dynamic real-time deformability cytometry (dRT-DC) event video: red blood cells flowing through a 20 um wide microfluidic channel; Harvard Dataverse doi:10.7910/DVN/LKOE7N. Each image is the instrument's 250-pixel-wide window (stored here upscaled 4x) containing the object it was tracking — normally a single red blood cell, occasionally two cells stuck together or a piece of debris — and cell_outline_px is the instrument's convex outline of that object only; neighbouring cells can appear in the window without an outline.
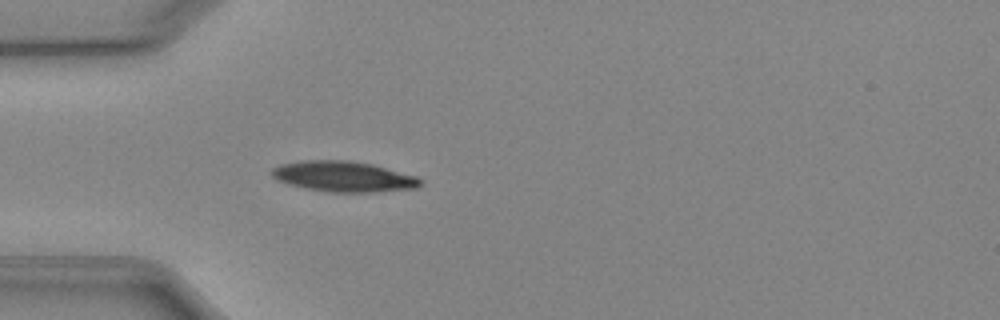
{"species": "Egyptian fruit bat (a non-hibernating species)", "species_latin": "Rousettus aegyptiacus", "temperature_condition": "cold", "stored_images_in_passage": 37, "camera_frame_rate_fps": 3000, "um_per_image_px": 0.085, "animal": {"sex": "female"}, "frame": {"image": 1, "passage_image": 1, "time_ms": 0.0, "image_size_px": [1000, 320], "cell_outline_px": [[420, 184], [416, 188], [372, 192], [328, 192], [288, 184], [276, 180], [272, 176], [272, 168], [280, 164], [300, 160], [348, 160], [372, 164], [416, 176], [420, 180]], "centroid_in_image_um": [29.15, 14.99], "position_along_channel_um": 55.8, "area_um2": 26.3}}
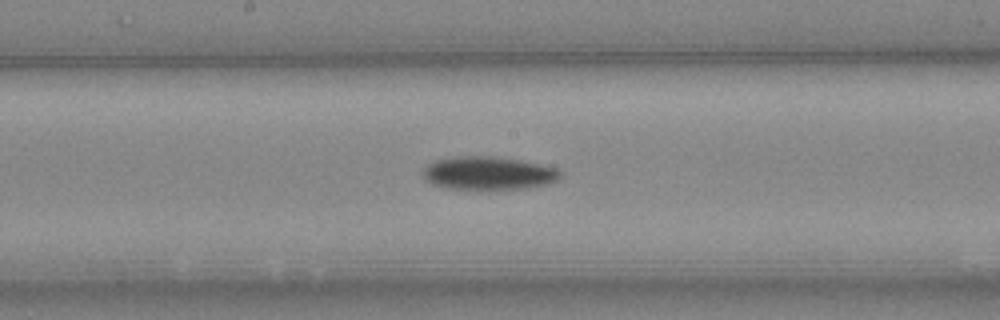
{"frame": {"image": 2, "passage_image": 13, "time_ms": 4.0, "image_size_px": [1000, 320], "cell_outline_px": [[564, 172], [556, 180], [548, 184], [528, 188], [448, 188], [432, 184], [424, 180], [424, 168], [428, 164], [436, 160], [456, 156], [496, 156], [560, 168]], "centroid_in_image_um": [41.54, 14.7], "position_along_channel_um": 206.7, "area_um2": 26.36}}
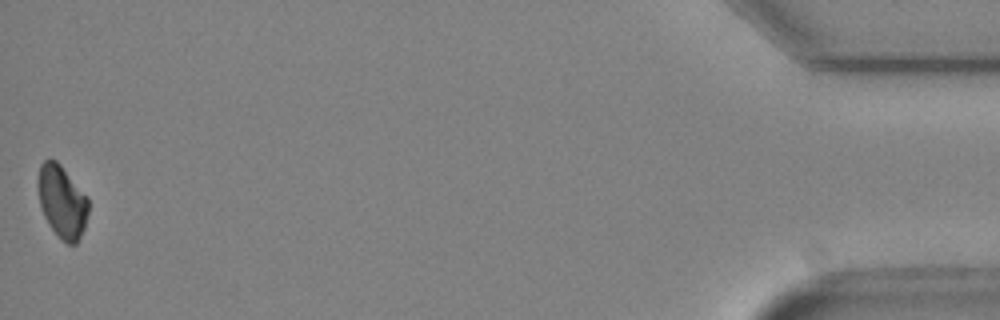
{"frame": {"image": 3, "passage_image": 37, "time_ms": 12.0, "image_size_px": [1000, 320], "cell_outline_px": [[88, 212], [84, 228], [76, 244], [68, 244], [60, 240], [44, 216], [40, 204], [36, 184], [36, 180], [40, 164], [44, 160], [56, 160], [60, 164], [88, 196]], "centroid_in_image_um": [5.26, 17.12], "position_along_channel_um": 429.9, "area_um2": 21.5}, "authors_computed_cell_mechanics": {"area_um2": 24.854, "velocity_mm_per_s": 3.9422, "shape_relaxation_time_tau1_ms": 2.845, "shape_relaxation_time_tau2_ms": null, "deformation_change_tau1": 0.0992, "deformation_change_tau2": null}}